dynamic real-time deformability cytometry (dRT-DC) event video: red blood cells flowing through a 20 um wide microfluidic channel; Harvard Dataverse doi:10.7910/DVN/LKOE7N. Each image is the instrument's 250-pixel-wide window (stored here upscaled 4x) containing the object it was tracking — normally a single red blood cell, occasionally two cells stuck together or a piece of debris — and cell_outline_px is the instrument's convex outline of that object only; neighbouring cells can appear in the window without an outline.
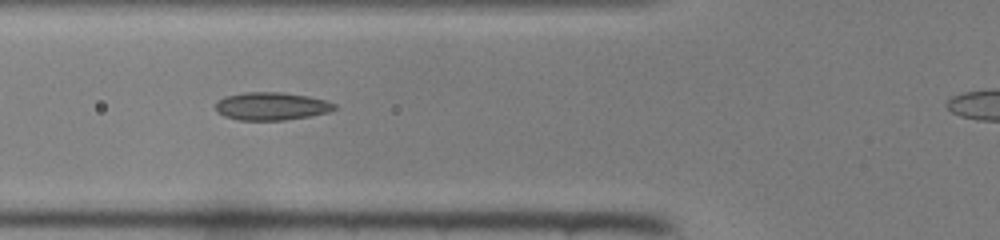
{"species": "common noctule bat (a hibernating species)", "species_latin": "Nyctalus noctula", "temperature_condition": "room temperature", "stored_images_in_passage": 29, "camera_frame_rate_fps": 3000, "um_per_image_px": 0.085, "animal": {"sex": "female", "body_mass_g": 22.0, "forearm_length_mm": 56.7}, "frame": {"image": 1, "passage_image": 5, "time_ms": 1.333, "image_size_px": [1000, 240], "cell_outline_px": [[336, 108], [328, 112], [308, 116], [284, 120], [240, 120], [224, 116], [216, 108], [216, 100], [224, 96], [244, 92], [284, 92], [308, 96], [324, 100], [336, 104]], "centroid_in_image_um": [23.05, 9.01], "position_along_channel_um": 102.7, "area_um2": 19.25}}
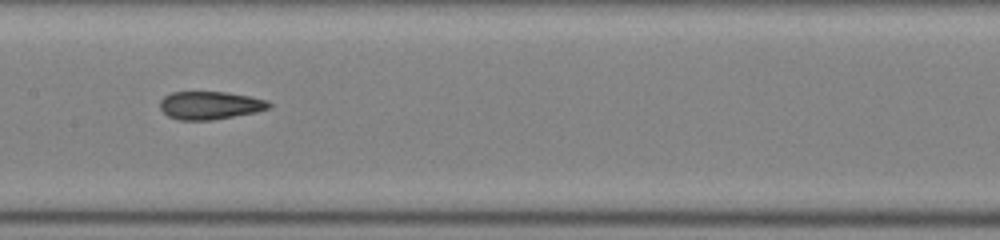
{"frame": {"image": 2, "passage_image": 11, "time_ms": 3.333, "image_size_px": [1000, 240], "cell_outline_px": [[272, 104], [268, 108], [256, 112], [212, 120], [180, 120], [168, 116], [160, 108], [160, 100], [164, 96], [172, 92], [228, 92], [268, 100]], "centroid_in_image_um": [17.84, 8.95], "position_along_channel_um": 189.6, "area_um2": 17.74}}
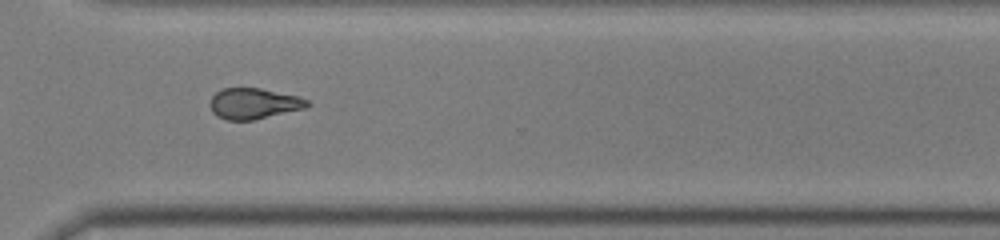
{"frame": {"image": 3, "passage_image": 22, "time_ms": 7.0, "image_size_px": [1000, 240], "cell_outline_px": [[312, 104], [304, 108], [252, 120], [228, 120], [216, 116], [212, 112], [208, 104], [212, 96], [220, 88], [260, 88], [300, 96], [308, 100]], "centroid_in_image_um": [21.54, 8.79], "position_along_channel_um": 349.1, "area_um2": 17.57}}